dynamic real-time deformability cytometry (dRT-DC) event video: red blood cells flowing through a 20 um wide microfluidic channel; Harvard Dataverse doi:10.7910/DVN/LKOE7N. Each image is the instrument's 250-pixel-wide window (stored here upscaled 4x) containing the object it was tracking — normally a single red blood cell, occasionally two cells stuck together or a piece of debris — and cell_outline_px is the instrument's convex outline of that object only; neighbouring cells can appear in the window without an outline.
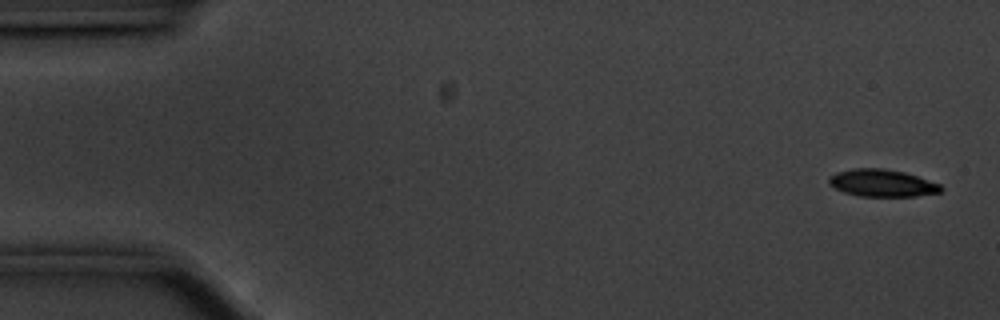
{"species": "common noctule bat (a hibernating species)", "species_latin": "Nyctalus noctula", "temperature_condition": "cold", "stored_images_in_passage": 56, "camera_frame_rate_fps": 3000, "um_per_image_px": 0.085, "animal": {"sex": "male", "body_mass_g": 20.1, "forearm_length_mm": 53.5}, "frame": {"image": 1, "passage_image": 2, "time_ms": 0.333, "image_size_px": [1000, 320], "cell_outline_px": [[944, 188], [940, 192], [916, 196], [860, 196], [844, 192], [828, 184], [828, 180], [836, 172], [852, 168], [884, 168], [904, 172], [940, 184]], "centroid_in_image_um": [74.98, 15.55], "position_along_channel_um": 10.0, "area_um2": 17.69}}
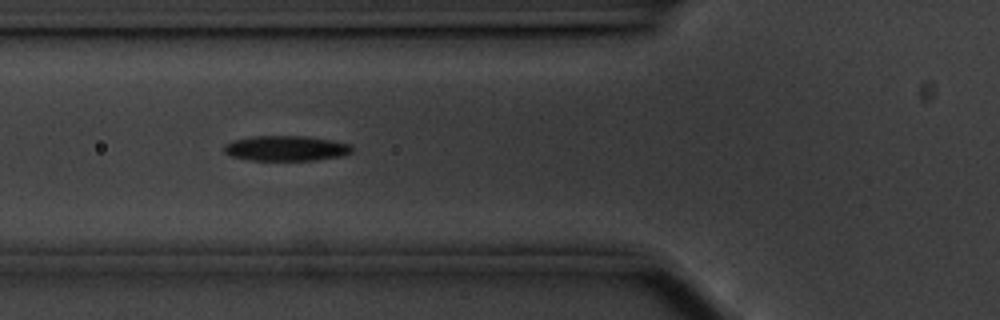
{"frame": {"image": 2, "passage_image": 20, "time_ms": 6.333, "image_size_px": [1000, 320], "cell_outline_px": [[352, 152], [344, 156], [316, 160], [248, 160], [228, 156], [224, 152], [224, 144], [232, 140], [252, 136], [308, 136], [332, 140], [352, 144]], "centroid_in_image_um": [24.31, 12.6], "position_along_channel_um": 101.5, "area_um2": 19.13}}
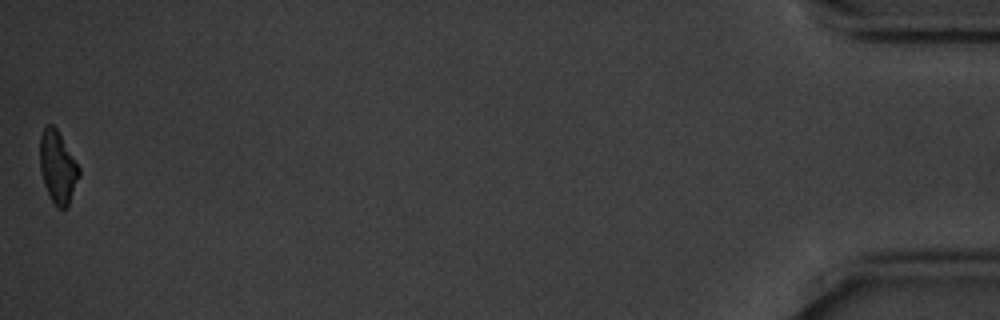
{"frame": {"image": 3, "passage_image": 56, "time_ms": 18.333, "image_size_px": [1000, 320], "cell_outline_px": [[80, 176], [68, 208], [60, 208], [52, 200], [44, 184], [40, 168], [40, 136], [44, 124], [52, 124], [56, 128], [80, 168]], "centroid_in_image_um": [4.91, 14.19], "position_along_channel_um": 430.3, "area_um2": 16.42}, "authors_computed_cell_mechanics": {"area_um2": 18.2648, "velocity_mm_per_s": 3.5428, "shape_relaxation_time_tau1_ms": 3.7013, "shape_relaxation_time_tau2_ms": null, "deformation_change_tau1": 0.1215, "deformation_change_tau2": null}}